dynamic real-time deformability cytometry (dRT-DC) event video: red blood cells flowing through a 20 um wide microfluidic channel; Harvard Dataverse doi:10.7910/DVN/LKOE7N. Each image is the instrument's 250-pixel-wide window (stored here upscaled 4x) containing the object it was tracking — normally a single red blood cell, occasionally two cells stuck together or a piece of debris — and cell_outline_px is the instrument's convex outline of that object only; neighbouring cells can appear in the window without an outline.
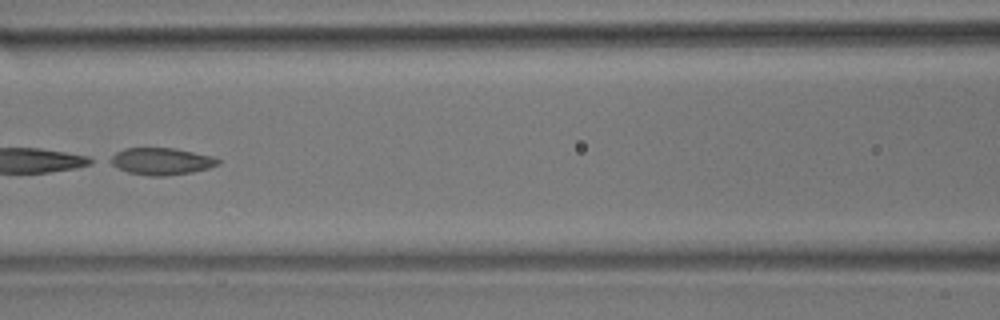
{"species": "common noctule bat (a hibernating species)", "species_latin": "Nyctalus noctula", "temperature_condition": "room temperature", "stored_images_in_passage": 6, "camera_frame_rate_fps": 3000, "um_per_image_px": 0.085, "animal": {"sex": "male", "body_mass_g": 17.9}, "frame": {"image": 1, "passage_image": 6, "time_ms": 6.0, "image_size_px": [1000, 320], "cell_outline_px": [[220, 164], [208, 168], [192, 172], [164, 176], [148, 176], [128, 172], [104, 160], [116, 152], [124, 148], [176, 148], [212, 156], [220, 160]], "centroid_in_image_um": [13.68, 13.7], "position_along_channel_um": 152.9, "area_um2": 17.05}}